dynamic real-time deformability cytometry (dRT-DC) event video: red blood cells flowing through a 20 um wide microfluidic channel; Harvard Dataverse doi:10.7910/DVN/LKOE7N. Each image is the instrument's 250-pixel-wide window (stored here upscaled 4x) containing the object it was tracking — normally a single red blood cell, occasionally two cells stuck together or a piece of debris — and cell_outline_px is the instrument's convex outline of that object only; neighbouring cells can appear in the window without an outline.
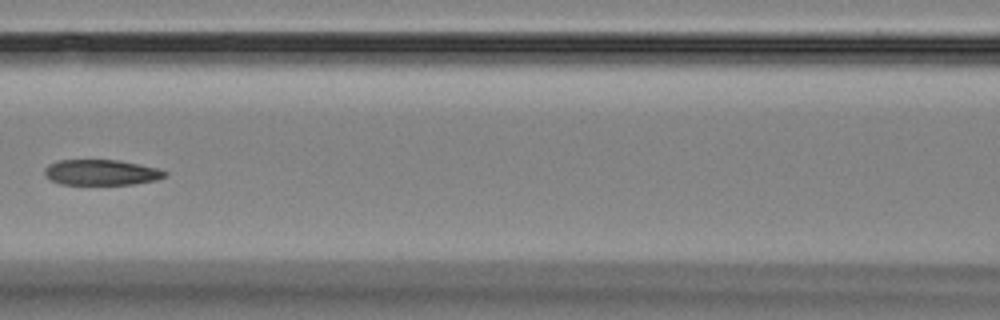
{"species": "Egyptian fruit bat (a non-hibernating species)", "species_latin": "Rousettus aegyptiacus", "temperature_condition": "room temperature", "stored_images_in_passage": 18, "camera_frame_rate_fps": 3000, "um_per_image_px": 0.085, "animal": {"sex": "female"}, "frame": {"image": 1, "passage_image": 8, "time_ms": 8.0, "image_size_px": [1000, 320], "cell_outline_px": [[168, 176], [156, 180], [132, 184], [60, 184], [44, 176], [44, 168], [48, 164], [60, 160], [120, 160], [156, 168], [168, 172]], "centroid_in_image_um": [8.6, 14.65], "position_along_channel_um": 158.0, "area_um2": 17.92}}
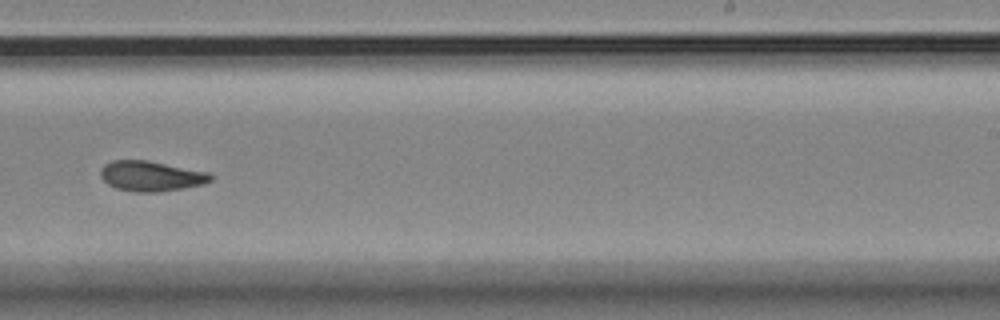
{"frame": {"image": 2, "passage_image": 11, "time_ms": 11.333, "image_size_px": [1000, 320], "cell_outline_px": [[212, 180], [204, 184], [184, 188], [160, 192], [132, 192], [116, 188], [108, 184], [100, 176], [100, 168], [104, 164], [112, 160], [148, 160], [208, 172], [212, 176]], "centroid_in_image_um": [12.82, 14.97], "position_along_channel_um": 276.2, "area_um2": 19.54}}
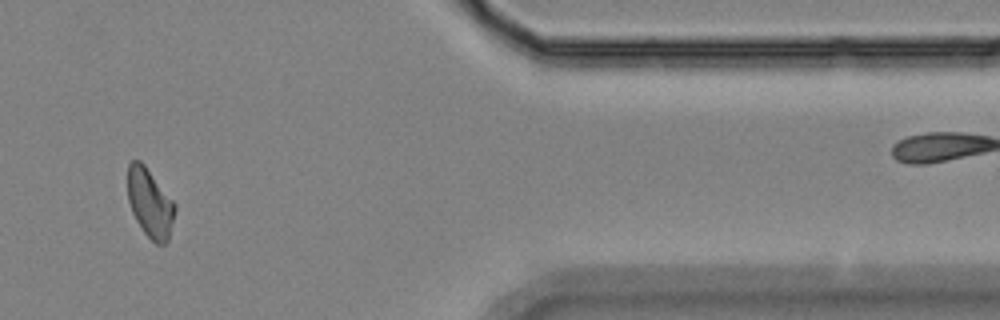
{"frame": {"image": 3, "passage_image": 15, "time_ms": 15.667, "image_size_px": [1000, 320], "cell_outline_px": [[176, 208], [168, 240], [164, 244], [156, 244], [144, 232], [136, 220], [132, 212], [128, 200], [128, 164], [132, 160], [140, 160], [144, 164], [176, 204]], "centroid_in_image_um": [12.75, 17.25], "position_along_channel_um": 398.7, "area_um2": 18.79}, "authors_computed_cell_mechanics": {"area_um2": 19.3341, "velocity_mm_per_s": 3.5765, "shape_relaxation_time_tau1_ms": null, "shape_relaxation_time_tau2_ms": 3.4725, "deformation_change_tau1": null, "deformation_change_tau2": 0.0921}}